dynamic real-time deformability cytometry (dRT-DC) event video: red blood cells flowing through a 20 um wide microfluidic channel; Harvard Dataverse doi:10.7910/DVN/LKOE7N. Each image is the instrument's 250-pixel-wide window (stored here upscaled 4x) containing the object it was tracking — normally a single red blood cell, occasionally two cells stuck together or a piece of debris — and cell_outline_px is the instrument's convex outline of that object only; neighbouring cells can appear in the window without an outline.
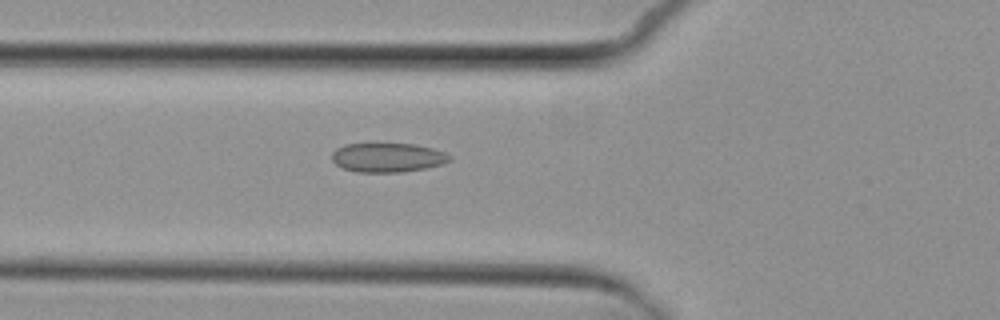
{"species": "common noctule bat (a hibernating species)", "species_latin": "Nyctalus noctula", "temperature_condition": "cold", "stored_images_in_passage": 2, "camera_frame_rate_fps": 3000, "um_per_image_px": 0.085, "animal": {"sex": "female", "body_mass_g": 29.2, "forearm_length_mm": 56.3}, "frame": {"image": 1, "passage_image": 2, "time_ms": 1.0, "image_size_px": [1000, 320], "cell_outline_px": [[452, 160], [444, 164], [404, 172], [356, 172], [344, 168], [336, 164], [332, 160], [332, 152], [336, 148], [344, 144], [412, 144], [432, 148], [444, 152], [452, 156]], "centroid_in_image_um": [32.96, 13.39], "position_along_channel_um": 92.8, "area_um2": 20.06}}